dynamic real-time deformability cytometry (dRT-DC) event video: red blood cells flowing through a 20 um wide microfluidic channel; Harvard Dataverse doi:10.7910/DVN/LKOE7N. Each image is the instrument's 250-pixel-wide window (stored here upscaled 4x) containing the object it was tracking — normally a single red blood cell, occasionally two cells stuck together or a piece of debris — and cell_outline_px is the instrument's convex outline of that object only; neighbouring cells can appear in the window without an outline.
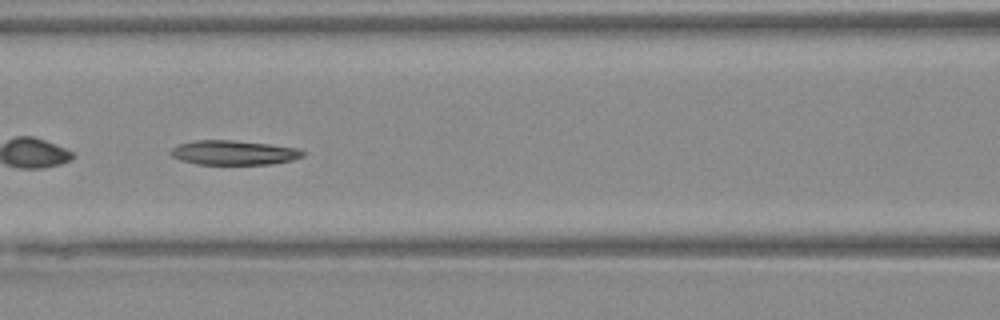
{"species": "Egyptian fruit bat (a non-hibernating species)", "species_latin": "Rousettus aegyptiacus", "temperature_condition": "warm", "stored_images_in_passage": 29, "camera_frame_rate_fps": 3000, "um_per_image_px": 0.085, "animal": {"sex": "female"}, "frame": {"image": 1, "passage_image": 9, "time_ms": 2.667, "image_size_px": [1000, 320], "cell_outline_px": [[308, 152], [304, 156], [292, 160], [272, 164], [196, 164], [180, 160], [172, 156], [168, 152], [172, 148], [180, 144], [196, 140], [232, 140], [268, 144], [300, 148]], "centroid_in_image_um": [19.91, 12.97], "position_along_channel_um": 146.7, "area_um2": 18.96}}
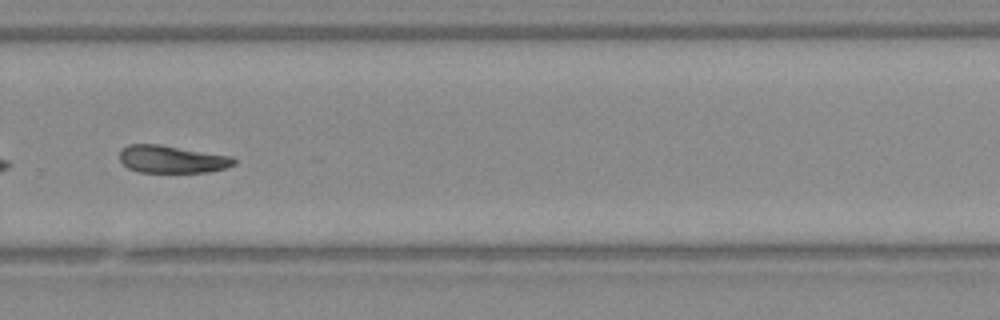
{"frame": {"image": 2, "passage_image": 21, "time_ms": 6.667, "image_size_px": [1000, 320], "cell_outline_px": [[236, 164], [228, 168], [208, 172], [140, 172], [128, 168], [120, 160], [120, 152], [128, 144], [160, 144], [232, 156], [236, 160]], "centroid_in_image_um": [14.66, 13.53], "position_along_channel_um": 315.1, "area_um2": 18.44}}